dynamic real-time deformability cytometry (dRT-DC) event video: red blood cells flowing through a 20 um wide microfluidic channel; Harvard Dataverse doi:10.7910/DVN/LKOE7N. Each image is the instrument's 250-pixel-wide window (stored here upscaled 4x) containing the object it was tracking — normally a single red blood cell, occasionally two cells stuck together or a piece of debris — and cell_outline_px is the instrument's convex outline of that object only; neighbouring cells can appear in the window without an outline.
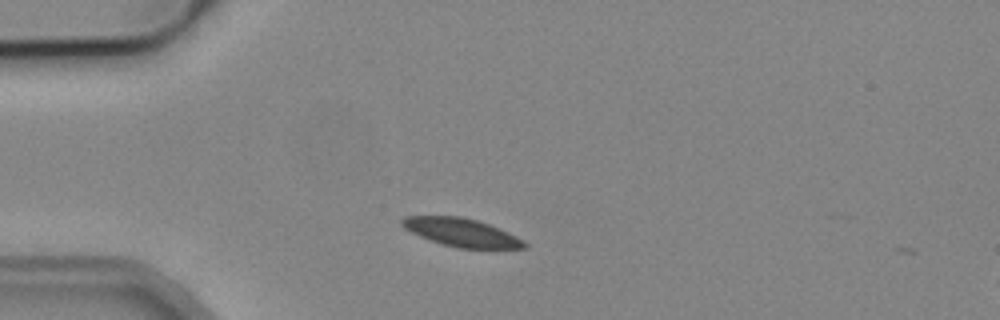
{"species": "common noctule bat (a hibernating species)", "species_latin": "Nyctalus noctula", "temperature_condition": "cold", "stored_images_in_passage": 3, "camera_frame_rate_fps": 3000, "um_per_image_px": 0.085, "animal": {"sex": "male", "body_mass_g": 19.2, "forearm_length_mm": 51.8}, "frame": {"image": 1, "passage_image": 1, "time_ms": 0.0, "image_size_px": [1000, 320], "cell_outline_px": [[528, 244], [524, 248], [456, 248], [420, 236], [404, 228], [400, 224], [400, 220], [404, 216], [460, 216], [476, 220], [488, 224], [508, 232], [524, 240]], "centroid_in_image_um": [39.21, 19.75], "position_along_channel_um": 45.8, "area_um2": 19.88}}